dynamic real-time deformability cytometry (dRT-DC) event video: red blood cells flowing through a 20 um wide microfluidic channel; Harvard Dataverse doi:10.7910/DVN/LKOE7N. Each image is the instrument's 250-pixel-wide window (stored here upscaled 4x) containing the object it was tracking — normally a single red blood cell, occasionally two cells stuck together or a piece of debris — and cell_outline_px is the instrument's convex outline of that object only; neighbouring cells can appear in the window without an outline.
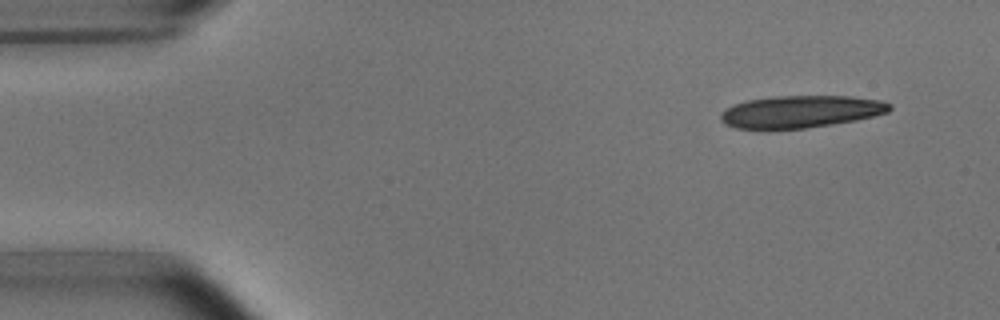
{"species": "common noctule bat (a hibernating species)", "species_latin": "Nyctalus noctula", "temperature_condition": "room temperature", "stored_images_in_passage": 5, "camera_frame_rate_fps": 3000, "um_per_image_px": 0.085, "animal": {"sex": "male", "body_mass_g": 15.6}, "frame": {"image": 1, "passage_image": 1, "time_ms": 0.0, "image_size_px": [1000, 320], "cell_outline_px": [[892, 108], [888, 112], [856, 120], [832, 124], [804, 128], [736, 128], [724, 124], [720, 120], [720, 116], [724, 108], [732, 104], [744, 100], [776, 96], [848, 96], [880, 100], [892, 104]], "centroid_in_image_um": [68.03, 9.47], "position_along_channel_um": 17.0, "area_um2": 31.67}}